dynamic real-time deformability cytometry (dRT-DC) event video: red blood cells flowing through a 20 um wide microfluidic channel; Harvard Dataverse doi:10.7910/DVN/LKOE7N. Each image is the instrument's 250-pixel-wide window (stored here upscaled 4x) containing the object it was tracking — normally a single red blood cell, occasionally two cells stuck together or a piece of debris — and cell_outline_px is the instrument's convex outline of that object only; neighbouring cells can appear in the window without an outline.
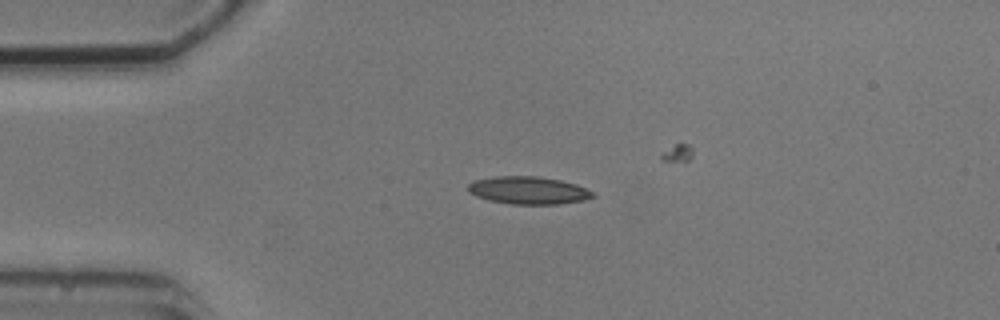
{"species": "common noctule bat (a hibernating species)", "species_latin": "Nyctalus noctula", "temperature_condition": "cold", "stored_images_in_passage": 5, "camera_frame_rate_fps": 3000, "um_per_image_px": 0.085, "animal": {"sex": "male", "body_mass_g": 20.5, "forearm_length_mm": 52.5}, "frame": {"image": 1, "passage_image": 1, "time_ms": 0.0, "image_size_px": [1000, 320], "cell_outline_px": [[596, 196], [580, 200], [560, 204], [512, 204], [488, 200], [476, 196], [468, 192], [468, 184], [476, 180], [496, 176], [536, 176], [560, 180], [576, 184], [592, 192]], "centroid_in_image_um": [44.88, 16.18], "position_along_channel_um": 40.1, "area_um2": 19.88}}
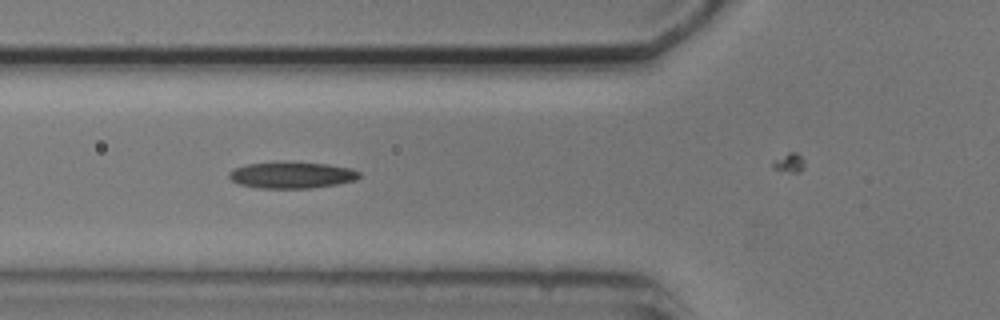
{"frame": {"image": 2, "passage_image": 3, "time_ms": 2.333, "image_size_px": [1000, 320], "cell_outline_px": [[360, 176], [356, 180], [336, 184], [312, 188], [256, 188], [240, 184], [232, 180], [228, 176], [228, 172], [236, 168], [248, 164], [284, 160], [328, 164], [352, 168], [360, 172]], "centroid_in_image_um": [24.81, 14.86], "position_along_channel_um": 101.0, "area_um2": 20.46}}
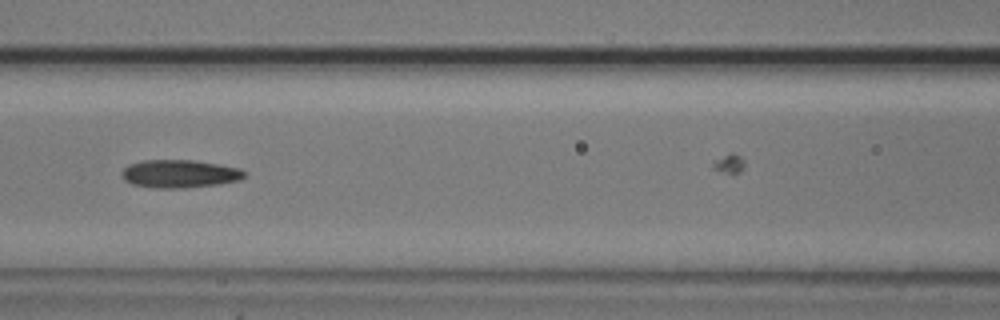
{"frame": {"image": 3, "passage_image": 4, "time_ms": 3.667, "image_size_px": [1000, 320], "cell_outline_px": [[248, 172], [240, 180], [216, 184], [184, 188], [152, 188], [132, 184], [124, 180], [120, 172], [128, 164], [144, 160], [196, 160], [220, 164], [240, 168]], "centroid_in_image_um": [15.26, 14.76], "position_along_channel_um": 151.3, "area_um2": 20.23}}